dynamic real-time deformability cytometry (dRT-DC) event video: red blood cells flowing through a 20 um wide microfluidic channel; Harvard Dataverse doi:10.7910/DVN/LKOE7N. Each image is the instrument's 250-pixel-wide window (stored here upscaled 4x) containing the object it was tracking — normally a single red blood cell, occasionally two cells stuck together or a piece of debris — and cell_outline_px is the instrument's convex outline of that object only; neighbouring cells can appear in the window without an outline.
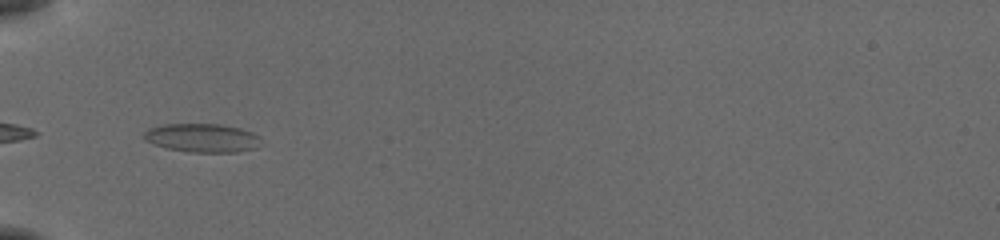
{"species": "common noctule bat (a hibernating species)", "species_latin": "Nyctalus noctula", "temperature_condition": "cold", "stored_images_in_passage": 7, "camera_frame_rate_fps": 3000, "um_per_image_px": 0.085, "animal": {"sex": "female", "body_mass_g": 19.5, "forearm_length_mm": 54.1}, "frame": {"image": 1, "passage_image": 1, "time_ms": 0.0, "image_size_px": [1000, 240], "cell_outline_px": [[260, 136], [252, 148], [236, 152], [188, 152], [168, 148], [152, 144], [144, 140], [144, 132], [148, 128], [164, 124], [220, 124], [240, 128], [252, 132]], "centroid_in_image_um": [17.1, 11.71], "position_along_channel_um": 67.9, "area_um2": 19.31}}